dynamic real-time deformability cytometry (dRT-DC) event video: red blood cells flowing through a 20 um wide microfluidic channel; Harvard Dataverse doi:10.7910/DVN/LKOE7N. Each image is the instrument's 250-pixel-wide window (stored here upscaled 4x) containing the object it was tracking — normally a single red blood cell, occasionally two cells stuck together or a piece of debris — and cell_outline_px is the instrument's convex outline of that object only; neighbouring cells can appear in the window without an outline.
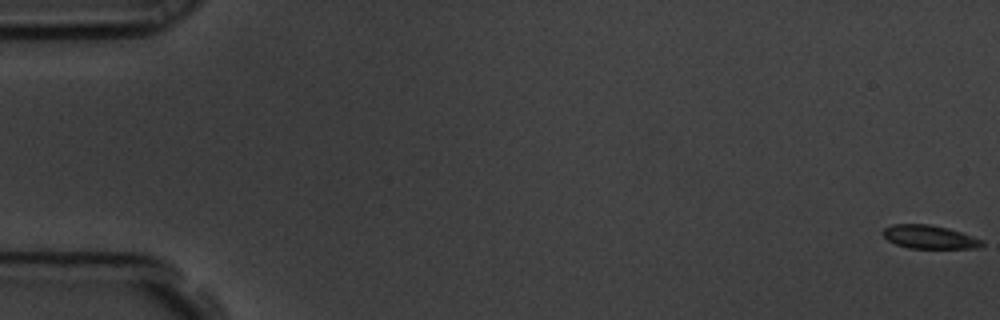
{"species": "common noctule bat (a hibernating species)", "species_latin": "Nyctalus noctula", "temperature_condition": "room temperature", "stored_images_in_passage": 58, "camera_frame_rate_fps": 3000, "um_per_image_px": 0.085, "animal": {"sex": "male", "body_mass_g": 19.5, "forearm_length_mm": 54.6}, "frame": {"image": 1, "passage_image": 1, "time_ms": 0.0, "image_size_px": [1000, 320], "cell_outline_px": [[984, 244], [976, 248], [908, 248], [896, 244], [888, 240], [880, 232], [884, 228], [892, 224], [928, 224], [948, 228], [984, 240]], "centroid_in_image_um": [78.97, 20.14], "position_along_channel_um": 6.0, "area_um2": 13.53}}
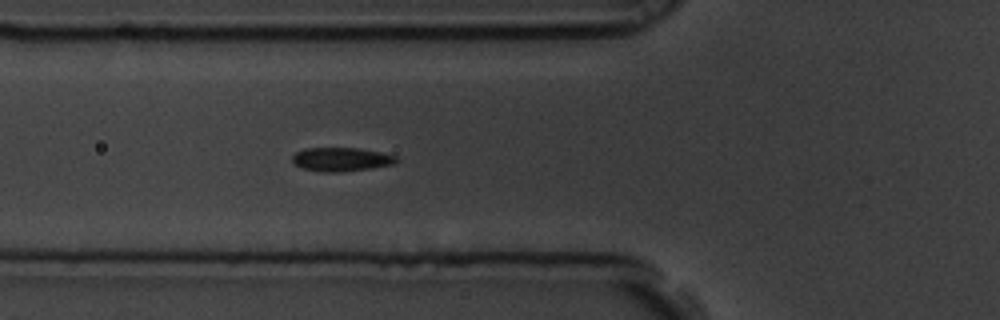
{"frame": {"image": 2, "passage_image": 22, "time_ms": 7.0, "image_size_px": [1000, 320], "cell_outline_px": [[400, 160], [392, 164], [372, 168], [340, 172], [320, 172], [304, 168], [296, 164], [292, 160], [292, 156], [296, 152], [304, 148], [360, 148], [380, 152], [396, 156]], "centroid_in_image_um": [29.02, 13.54], "position_along_channel_um": 96.8, "area_um2": 14.39}}
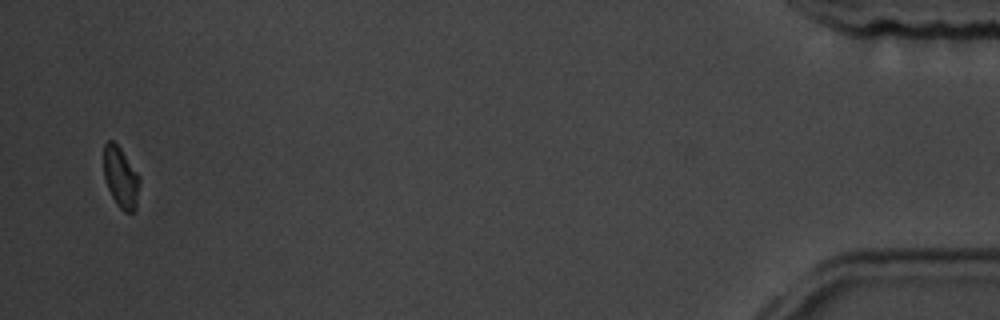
{"frame": {"image": 3, "passage_image": 57, "time_ms": 18.667, "image_size_px": [1000, 320], "cell_outline_px": [[140, 184], [136, 208], [132, 212], [124, 212], [116, 204], [108, 188], [104, 176], [104, 144], [108, 140], [112, 140], [120, 148], [140, 176]], "centroid_in_image_um": [10.28, 15.09], "position_along_channel_um": 424.9, "area_um2": 12.72}, "authors_computed_cell_mechanics": {"area_um2": 14.2188, "velocity_mm_per_s": 3.5558, "shape_relaxation_time_tau1_ms": 2.0543, "shape_relaxation_time_tau2_ms": 1.5904, "deformation_change_tau1": 0.0654, "deformation_change_tau2": 0.0549}}